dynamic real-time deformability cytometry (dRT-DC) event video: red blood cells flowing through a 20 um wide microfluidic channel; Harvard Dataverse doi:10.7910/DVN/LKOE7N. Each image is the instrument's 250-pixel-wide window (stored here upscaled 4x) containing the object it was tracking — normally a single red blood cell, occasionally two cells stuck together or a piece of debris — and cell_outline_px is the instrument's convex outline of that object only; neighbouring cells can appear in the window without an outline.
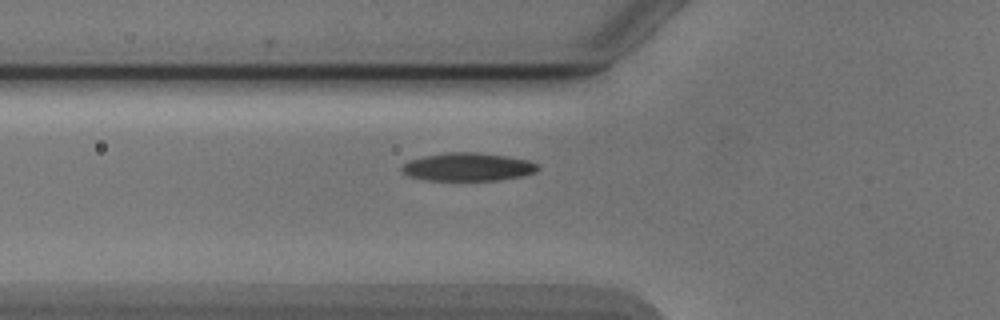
{"species": "Egyptian fruit bat (a non-hibernating species)", "species_latin": "Rousettus aegyptiacus", "temperature_condition": "cold", "stored_images_in_passage": 36, "camera_frame_rate_fps": 3000, "um_per_image_px": 0.085, "animal": {"sex": "male"}, "frame": {"image": 1, "passage_image": 2, "time_ms": 0.333, "image_size_px": [1000, 320], "cell_outline_px": [[540, 168], [536, 172], [520, 176], [500, 180], [424, 180], [408, 176], [400, 172], [400, 168], [408, 160], [424, 156], [448, 152], [476, 152], [504, 156], [528, 160], [536, 164]], "centroid_in_image_um": [39.71, 14.19], "position_along_channel_um": 86.1, "area_um2": 22.31}}
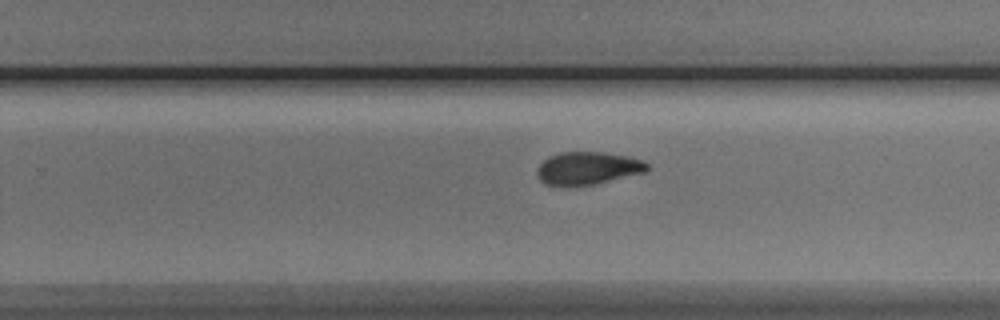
{"frame": {"image": 2, "passage_image": 17, "time_ms": 5.333, "image_size_px": [1000, 320], "cell_outline_px": [[648, 168], [644, 172], [596, 184], [564, 188], [544, 184], [536, 176], [536, 168], [548, 156], [560, 152], [604, 152], [628, 156], [640, 160], [648, 164]], "centroid_in_image_um": [49.87, 14.32], "position_along_channel_um": 279.9, "area_um2": 21.44}}
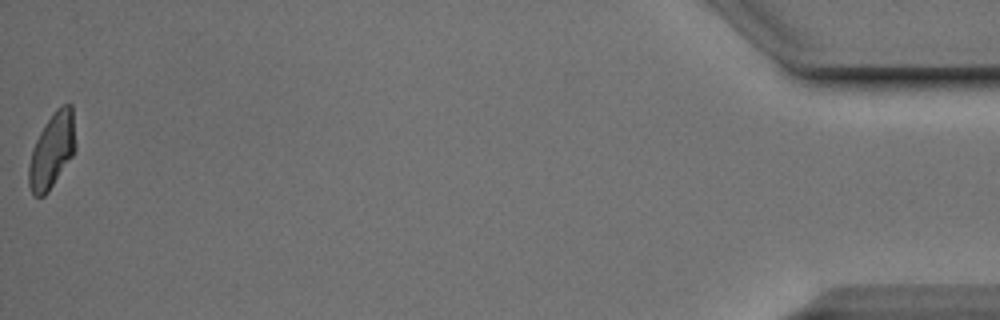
{"frame": {"image": 3, "passage_image": 36, "time_ms": 11.667, "image_size_px": [1000, 320], "cell_outline_px": [[76, 148], [72, 156], [48, 192], [44, 196], [32, 196], [28, 184], [28, 164], [32, 148], [44, 124], [56, 108], [64, 104], [72, 104], [76, 144]], "centroid_in_image_um": [4.41, 12.8], "position_along_channel_um": 430.8, "area_um2": 20.58}, "authors_computed_cell_mechanics": {"area_um2": 21.1837, "velocity_mm_per_s": 3.8757, "shape_relaxation_time_tau1_ms": 3.2613, "shape_relaxation_time_tau2_ms": 3.2683, "deformation_change_tau1": 0.132, "deformation_change_tau2": 0.0804}}